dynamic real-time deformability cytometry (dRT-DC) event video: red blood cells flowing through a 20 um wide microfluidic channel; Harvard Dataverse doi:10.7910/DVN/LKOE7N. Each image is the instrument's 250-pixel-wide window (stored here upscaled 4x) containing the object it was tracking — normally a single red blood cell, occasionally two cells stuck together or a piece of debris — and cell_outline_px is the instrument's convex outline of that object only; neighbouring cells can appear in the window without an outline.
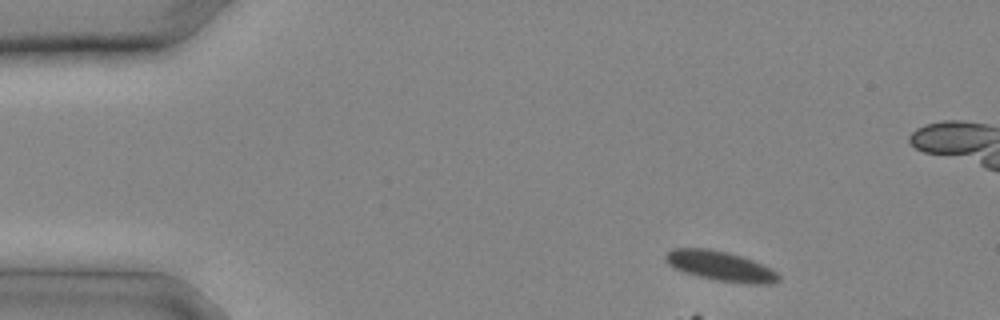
{"species": "common noctule bat (a hibernating species)", "species_latin": "Nyctalus noctula", "temperature_condition": "cold", "stored_images_in_passage": 6, "camera_frame_rate_fps": 3000, "um_per_image_px": 0.085, "animal": {"sex": "male", "body_mass_g": 20.4}, "frame": {"image": 1, "passage_image": 1, "time_ms": 0.0, "image_size_px": [1000, 320], "cell_outline_px": [[780, 280], [772, 284], [748, 284], [716, 280], [684, 272], [668, 264], [664, 256], [672, 248], [708, 248], [728, 252], [752, 260], [776, 272], [780, 276]], "centroid_in_image_um": [61.24, 22.61], "position_along_channel_um": 23.8, "area_um2": 19.42}}
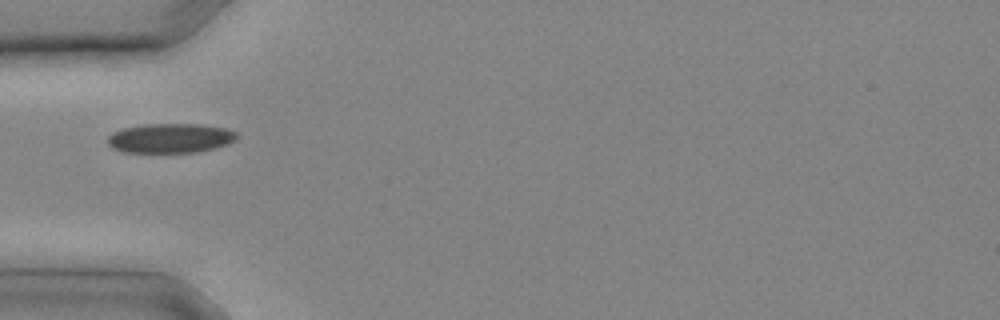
{"frame": {"image": 2, "passage_image": 5, "time_ms": 1.333, "image_size_px": [1000, 320], "cell_outline_px": [[240, 136], [236, 140], [228, 144], [216, 148], [196, 152], [124, 152], [112, 148], [108, 144], [108, 136], [112, 132], [124, 128], [144, 124], [200, 124], [228, 128], [236, 132]], "centroid_in_image_um": [14.52, 11.74], "position_along_channel_um": 70.5, "area_um2": 22.43}}